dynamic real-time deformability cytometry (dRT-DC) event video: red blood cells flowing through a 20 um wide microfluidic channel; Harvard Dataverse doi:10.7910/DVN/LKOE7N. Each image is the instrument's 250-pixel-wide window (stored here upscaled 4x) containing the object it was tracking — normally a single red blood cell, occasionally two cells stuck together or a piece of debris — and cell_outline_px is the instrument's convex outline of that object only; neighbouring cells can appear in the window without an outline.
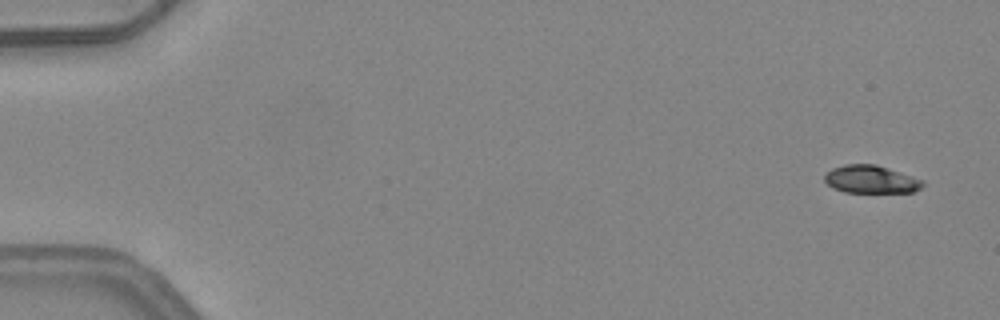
{"species": "common noctule bat (a hibernating species)", "species_latin": "Nyctalus noctula", "temperature_condition": "warm", "stored_images_in_passage": 5, "camera_frame_rate_fps": 3000, "um_per_image_px": 0.085, "animal": {"sex": "female", "body_mass_g": 24.6, "forearm_length_mm": 56.2}, "frame": {"image": 1, "passage_image": 1, "time_ms": 0.0, "image_size_px": [1000, 320], "cell_outline_px": [[924, 184], [920, 188], [912, 192], [844, 192], [832, 188], [824, 180], [824, 176], [832, 168], [844, 164], [876, 164], [924, 180]], "centroid_in_image_um": [74.02, 15.24], "position_along_channel_um": 11.0, "area_um2": 15.9}}